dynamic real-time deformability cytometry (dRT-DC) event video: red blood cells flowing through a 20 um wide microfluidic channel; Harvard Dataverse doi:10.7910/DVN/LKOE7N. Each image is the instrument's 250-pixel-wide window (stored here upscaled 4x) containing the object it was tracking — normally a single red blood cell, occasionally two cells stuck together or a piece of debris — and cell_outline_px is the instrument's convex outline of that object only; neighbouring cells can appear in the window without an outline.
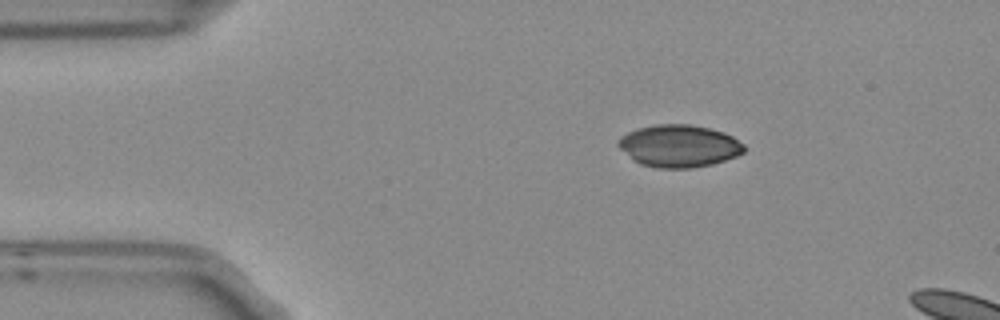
{"species": "Egyptian fruit bat (a non-hibernating species)", "species_latin": "Rousettus aegyptiacus", "temperature_condition": "room temperature", "stored_images_in_passage": 3, "camera_frame_rate_fps": 3000, "um_per_image_px": 0.085, "frame": {"image": 1, "passage_image": 1, "time_ms": 0.0, "image_size_px": [1000, 320], "cell_outline_px": [[744, 152], [736, 156], [712, 164], [692, 168], [656, 168], [640, 164], [632, 160], [616, 144], [616, 140], [620, 136], [628, 132], [640, 128], [656, 124], [688, 124], [708, 128], [724, 132], [732, 136], [744, 144]], "centroid_in_image_um": [57.69, 12.41], "position_along_channel_um": 27.3, "area_um2": 31.1}}